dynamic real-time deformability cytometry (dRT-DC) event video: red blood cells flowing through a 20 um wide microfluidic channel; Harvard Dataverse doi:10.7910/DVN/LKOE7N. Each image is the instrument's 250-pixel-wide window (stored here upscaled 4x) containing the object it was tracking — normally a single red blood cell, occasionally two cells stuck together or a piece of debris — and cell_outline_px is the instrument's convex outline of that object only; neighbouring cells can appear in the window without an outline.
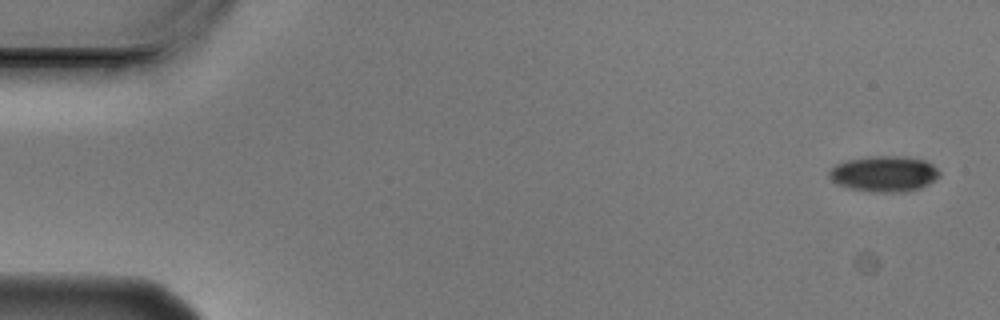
{"species": "Egyptian fruit bat (a non-hibernating species)", "species_latin": "Rousettus aegyptiacus", "temperature_condition": "cold", "stored_images_in_passage": 5, "camera_frame_rate_fps": 3000, "um_per_image_px": 0.085, "animal": {"sex": "male"}, "frame": {"image": 1, "passage_image": 1, "time_ms": 0.0, "image_size_px": [1000, 320], "cell_outline_px": [[940, 176], [928, 184], [920, 188], [904, 192], [872, 192], [848, 188], [836, 184], [828, 176], [828, 172], [836, 164], [848, 160], [872, 156], [908, 156], [924, 160], [932, 164], [940, 172]], "centroid_in_image_um": [75.15, 14.77], "position_along_channel_um": 9.8, "area_um2": 23.12}}
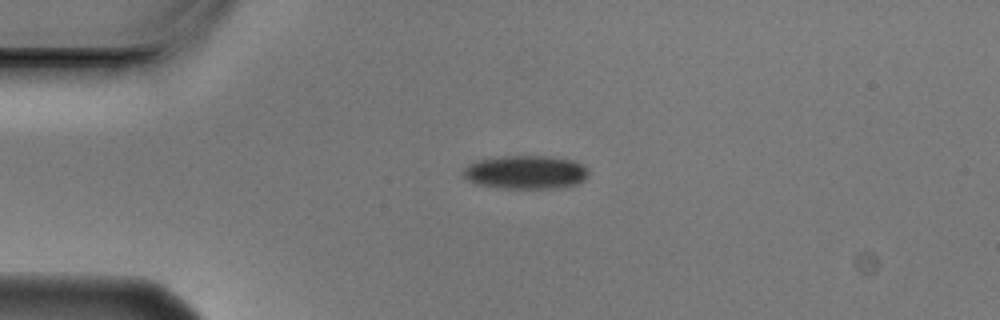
{"frame": {"image": 2, "passage_image": 4, "time_ms": 1.0, "image_size_px": [1000, 320], "cell_outline_px": [[588, 176], [584, 180], [568, 188], [504, 188], [476, 184], [468, 180], [460, 172], [468, 164], [476, 160], [504, 156], [544, 156], [572, 160], [588, 168]], "centroid_in_image_um": [44.68, 14.65], "position_along_channel_um": 40.3, "area_um2": 24.62}}